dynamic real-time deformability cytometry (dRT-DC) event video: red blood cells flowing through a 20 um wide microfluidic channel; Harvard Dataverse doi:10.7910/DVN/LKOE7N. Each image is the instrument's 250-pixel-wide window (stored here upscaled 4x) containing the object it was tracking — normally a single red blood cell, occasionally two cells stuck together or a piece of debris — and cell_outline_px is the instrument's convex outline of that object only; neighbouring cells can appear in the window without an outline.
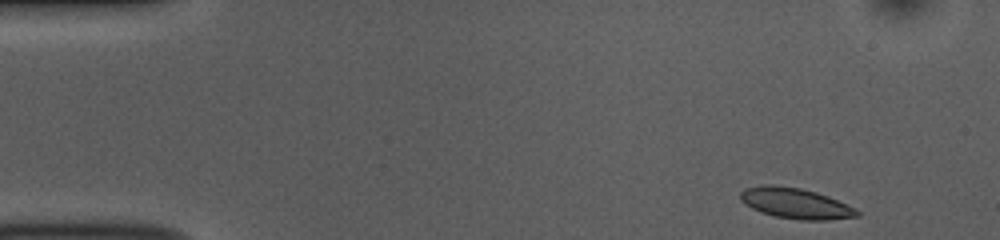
{"species": "common noctule bat (a hibernating species)", "species_latin": "Nyctalus noctula", "temperature_condition": "room temperature", "stored_images_in_passage": 48, "camera_frame_rate_fps": 3000, "um_per_image_px": 0.085, "animal": {"sex": "female", "body_mass_g": 10.0, "forearm_length_mm": 53.1}, "frame": {"image": 1, "passage_image": 1, "time_ms": 0.0, "image_size_px": [1000, 240], "cell_outline_px": [[860, 216], [828, 220], [800, 220], [776, 216], [752, 208], [740, 200], [740, 192], [744, 188], [764, 184], [772, 184], [800, 188], [816, 192], [828, 196], [860, 212]], "centroid_in_image_um": [67.59, 17.27], "position_along_channel_um": 17.4, "area_um2": 20.58}}
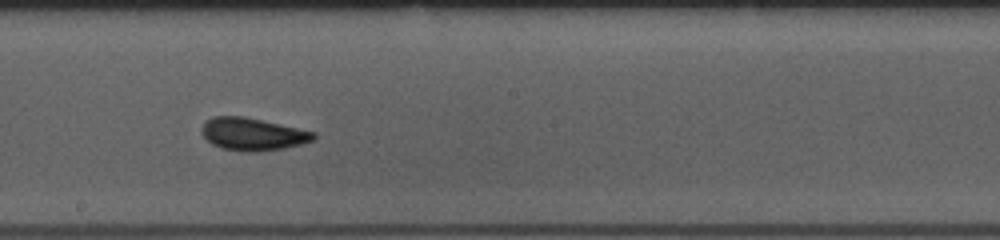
{"frame": {"image": 2, "passage_image": 25, "time_ms": 8.0, "image_size_px": [1000, 240], "cell_outline_px": [[316, 136], [312, 140], [300, 144], [284, 148], [260, 152], [248, 152], [220, 148], [212, 144], [200, 132], [200, 128], [204, 120], [212, 116], [244, 116], [316, 132]], "centroid_in_image_um": [21.42, 11.4], "position_along_channel_um": 226.8, "area_um2": 21.39}}
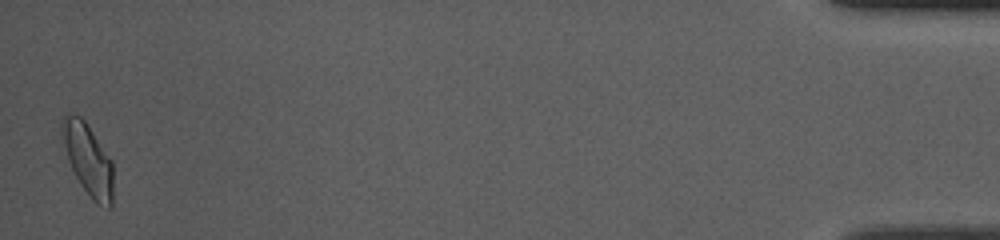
{"frame": {"image": 3, "passage_image": 48, "time_ms": 15.667, "image_size_px": [1000, 240], "cell_outline_px": [[112, 204], [108, 208], [96, 204], [92, 200], [80, 184], [68, 160], [60, 132], [60, 124], [64, 112], [68, 112], [80, 116], [84, 120], [112, 160]], "centroid_in_image_um": [7.45, 13.52], "position_along_channel_um": 427.7, "area_um2": 21.39}, "authors_computed_cell_mechanics": {"area_um2": 20.4034, "velocity_mm_per_s": 3.7899, "shape_relaxation_time_tau1_ms": 2.1871, "shape_relaxation_time_tau2_ms": 1.2521, "deformation_change_tau1": 0.1222, "deformation_change_tau2": 0.076}}